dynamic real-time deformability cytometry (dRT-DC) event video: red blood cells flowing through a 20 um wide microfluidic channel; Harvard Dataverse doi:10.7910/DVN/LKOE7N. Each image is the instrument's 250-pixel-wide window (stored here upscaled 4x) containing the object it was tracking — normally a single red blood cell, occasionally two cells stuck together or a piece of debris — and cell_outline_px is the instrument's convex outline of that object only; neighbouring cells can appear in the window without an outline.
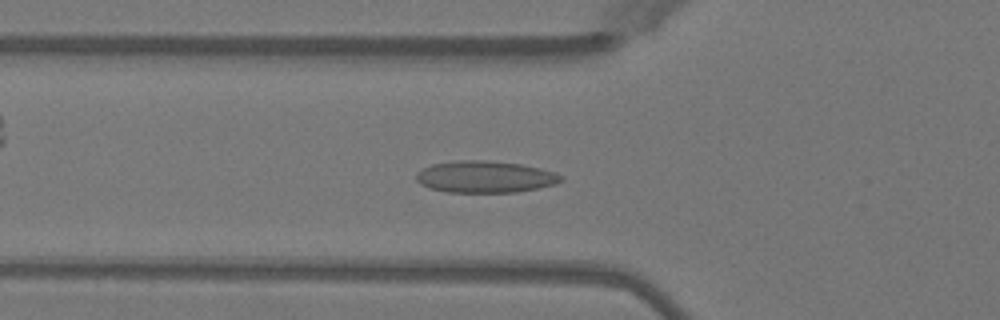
{"species": "Egyptian fruit bat (a non-hibernating species)", "species_latin": "Rousettus aegyptiacus", "temperature_condition": "warm", "stored_images_in_passage": 44, "camera_frame_rate_fps": 3000, "um_per_image_px": 0.085, "animal": {"sex": "female"}, "frame": {"image": 1, "passage_image": 11, "time_ms": 3.333, "image_size_px": [1000, 320], "cell_outline_px": [[564, 180], [556, 184], [516, 192], [448, 192], [428, 188], [420, 184], [416, 180], [416, 172], [432, 164], [460, 160], [480, 160], [520, 164], [540, 168], [556, 172], [564, 176]], "centroid_in_image_um": [41.24, 15.03], "position_along_channel_um": 84.6, "area_um2": 26.82}}
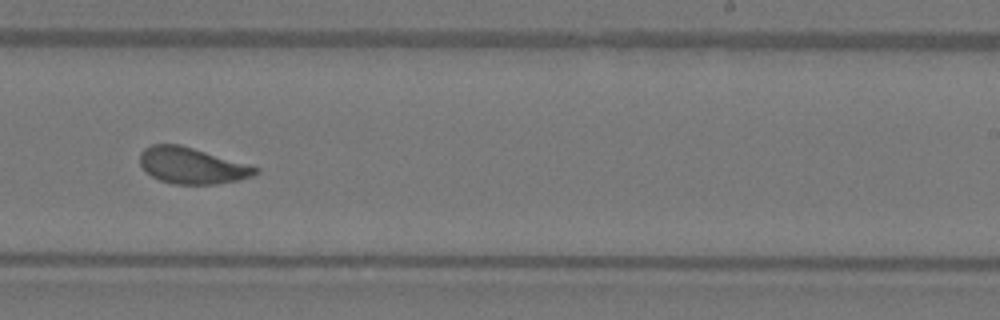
{"frame": {"image": 2, "passage_image": 25, "time_ms": 8.0, "image_size_px": [1000, 320], "cell_outline_px": [[260, 172], [252, 176], [236, 180], [216, 184], [172, 184], [160, 180], [144, 172], [140, 164], [140, 152], [144, 148], [152, 144], [180, 144], [260, 168]], "centroid_in_image_um": [16.27, 14.08], "position_along_channel_um": 272.7, "area_um2": 24.33}}
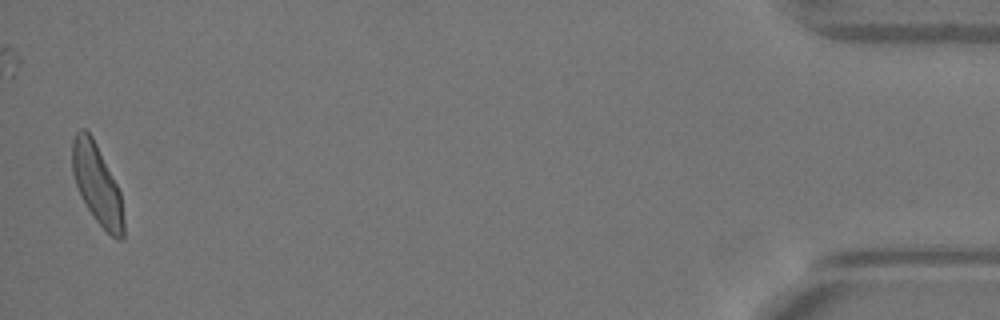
{"frame": {"image": 3, "passage_image": 43, "time_ms": 14.0, "image_size_px": [1000, 320], "cell_outline_px": [[124, 240], [116, 240], [96, 220], [84, 204], [76, 184], [72, 172], [72, 140], [76, 132], [80, 128], [84, 128], [92, 136], [120, 192], [124, 220]], "centroid_in_image_um": [8.24, 15.68], "position_along_channel_um": 427.0, "area_um2": 23.7}, "authors_computed_cell_mechanics": {"area_um2": 24.3916, "velocity_mm_per_s": 4.0251, "shape_relaxation_time_tau1_ms": 3.4702, "shape_relaxation_time_tau2_ms": 0.8623, "deformation_change_tau1": 0.1225, "deformation_change_tau2": 0.0636}}